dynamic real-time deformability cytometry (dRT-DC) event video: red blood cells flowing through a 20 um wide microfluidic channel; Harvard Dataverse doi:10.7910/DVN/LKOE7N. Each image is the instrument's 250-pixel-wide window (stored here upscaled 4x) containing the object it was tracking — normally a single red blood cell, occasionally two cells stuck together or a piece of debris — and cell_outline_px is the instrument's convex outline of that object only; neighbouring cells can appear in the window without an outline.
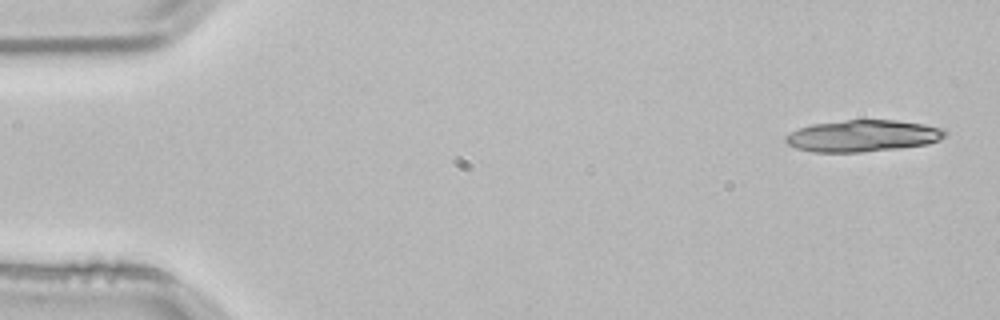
{"species": "common noctule bat (a hibernating species)", "species_latin": "Nyctalus noctula", "temperature_condition": "room temperature", "stored_images_in_passage": 2, "segment_of_instrument_passage": [2, 2], "camera_frame_rate_fps": 3000, "um_per_image_px": 0.085, "animal": {"sex": "male", "body_mass_g": 21.5, "forearm_length_mm": 52.0}, "frame": {"image": 1, "passage_image": 2, "time_ms": 0.333, "image_size_px": [1000, 320], "cell_outline_px": [[948, 132], [940, 140], [928, 144], [900, 148], [860, 152], [812, 152], [796, 148], [788, 144], [784, 140], [784, 136], [800, 128], [812, 124], [848, 120], [896, 120], [924, 124], [944, 128]], "centroid_in_image_um": [73.36, 11.55], "position_along_channel_um": 11.6, "area_um2": 29.48}}